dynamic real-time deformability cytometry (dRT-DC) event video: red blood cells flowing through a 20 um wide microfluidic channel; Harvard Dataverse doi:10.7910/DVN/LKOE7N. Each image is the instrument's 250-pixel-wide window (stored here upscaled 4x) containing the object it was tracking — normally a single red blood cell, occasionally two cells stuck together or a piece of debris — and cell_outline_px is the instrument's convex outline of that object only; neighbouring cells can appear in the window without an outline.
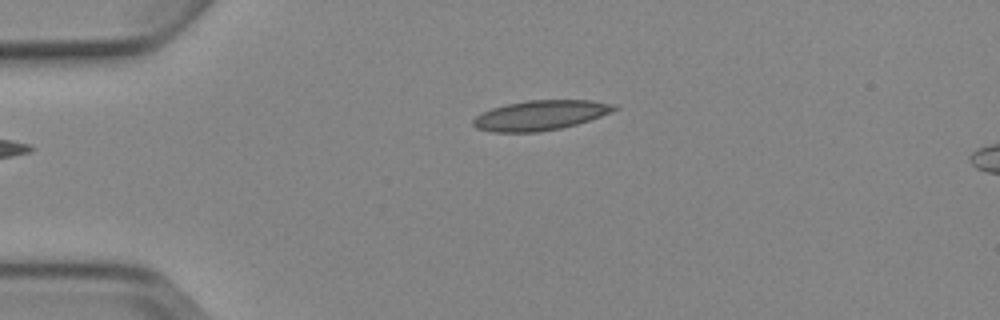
{"species": "Egyptian fruit bat (a non-hibernating species)", "species_latin": "Rousettus aegyptiacus", "temperature_condition": "cold", "stored_images_in_passage": 4, "camera_frame_rate_fps": 3000, "um_per_image_px": 0.085, "animal": {"sex": "female"}, "frame": {"image": 1, "passage_image": 4, "time_ms": 4.333, "image_size_px": [1000, 320], "cell_outline_px": [[620, 108], [612, 112], [576, 124], [560, 128], [540, 132], [492, 132], [476, 128], [472, 124], [472, 120], [476, 116], [492, 108], [508, 104], [528, 100], [592, 100], [616, 104]], "centroid_in_image_um": [45.95, 9.8], "position_along_channel_um": 39.0, "area_um2": 24.51}}